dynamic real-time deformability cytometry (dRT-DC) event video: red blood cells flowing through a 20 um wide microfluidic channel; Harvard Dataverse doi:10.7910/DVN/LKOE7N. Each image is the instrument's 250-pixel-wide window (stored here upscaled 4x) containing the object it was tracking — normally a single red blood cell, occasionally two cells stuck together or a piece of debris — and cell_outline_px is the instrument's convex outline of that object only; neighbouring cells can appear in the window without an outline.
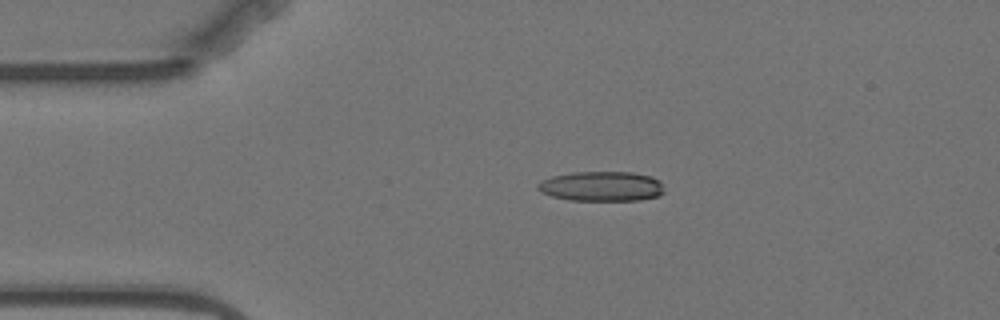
{"species": "Egyptian fruit bat (a non-hibernating species)", "species_latin": "Rousettus aegyptiacus", "temperature_condition": "warm", "stored_images_in_passage": 3, "camera_frame_rate_fps": 3000, "um_per_image_px": 0.085, "animal": {"sex": "female"}, "frame": {"image": 1, "passage_image": 2, "time_ms": 1.0, "image_size_px": [1000, 320], "cell_outline_px": [[664, 192], [660, 196], [640, 200], [568, 200], [552, 196], [540, 192], [536, 188], [536, 184], [540, 180], [552, 176], [572, 172], [632, 172], [652, 176], [660, 180]], "centroid_in_image_um": [51.12, 15.83], "position_along_channel_um": 33.9, "area_um2": 22.25}}